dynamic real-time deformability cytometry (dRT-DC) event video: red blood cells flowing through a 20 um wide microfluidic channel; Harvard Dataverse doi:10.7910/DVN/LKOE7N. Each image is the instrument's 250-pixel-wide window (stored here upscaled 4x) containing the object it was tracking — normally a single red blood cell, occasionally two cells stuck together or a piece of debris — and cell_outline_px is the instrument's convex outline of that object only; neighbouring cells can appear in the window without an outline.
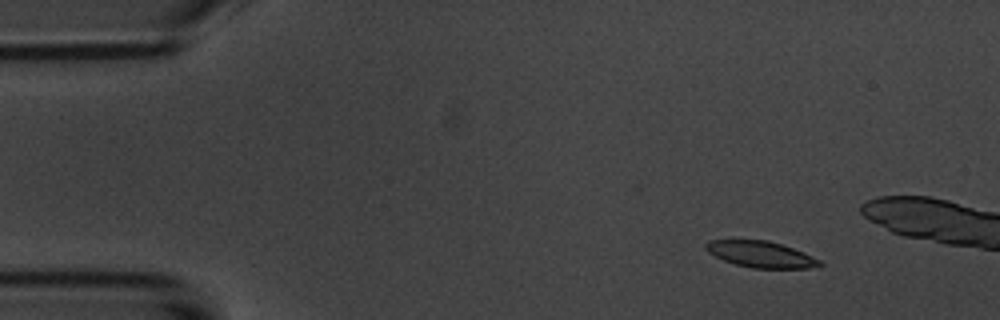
{"species": "common noctule bat (a hibernating species)", "species_latin": "Nyctalus noctula", "temperature_condition": "room temperature", "stored_images_in_passage": 13, "camera_frame_rate_fps": 3000, "um_per_image_px": 0.085, "animal": {"sex": "male", "body_mass_g": 20.1, "forearm_length_mm": 53.5}, "frame": {"image": 1, "passage_image": 3, "time_ms": 0.667, "image_size_px": [1000, 320], "cell_outline_px": [[824, 264], [808, 268], [752, 268], [736, 264], [724, 260], [708, 252], [704, 248], [704, 244], [708, 240], [768, 240], [792, 248], [812, 256], [820, 260]], "centroid_in_image_um": [64.64, 21.61], "position_along_channel_um": 20.4, "area_um2": 17.22}}